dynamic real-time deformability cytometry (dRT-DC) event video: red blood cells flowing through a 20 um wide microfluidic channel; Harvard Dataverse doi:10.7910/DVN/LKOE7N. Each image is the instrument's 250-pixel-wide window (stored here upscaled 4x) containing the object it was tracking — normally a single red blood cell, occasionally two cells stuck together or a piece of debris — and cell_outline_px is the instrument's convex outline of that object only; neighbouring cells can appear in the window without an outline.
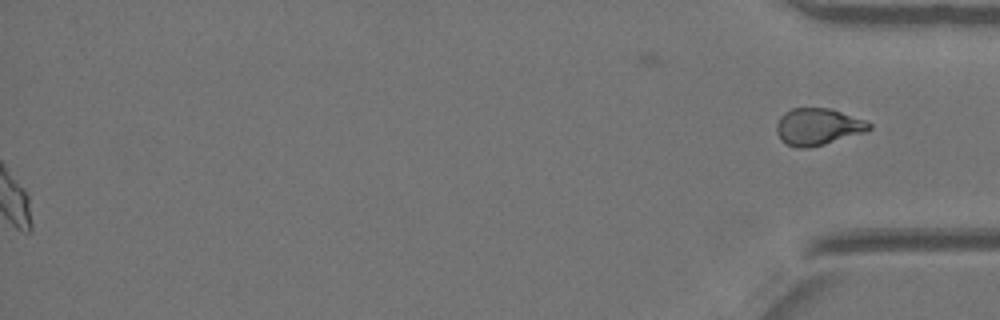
{"species": "Egyptian fruit bat (a non-hibernating species)", "species_latin": "Rousettus aegyptiacus", "temperature_condition": "warm", "stored_images_in_passage": 44, "segment_of_instrument_passage": [2, 2], "camera_frame_rate_fps": 3000, "um_per_image_px": 0.085, "animal": {"sex": "female"}, "frame": {"image": 1, "passage_image": 44, "time_ms": 14.333, "image_size_px": [1000, 320], "cell_outline_px": [[872, 128], [868, 132], [824, 144], [808, 148], [796, 148], [784, 144], [780, 140], [776, 132], [776, 124], [780, 116], [784, 112], [792, 108], [828, 108], [864, 120], [872, 124]], "centroid_in_image_um": [69.5, 10.79], "position_along_channel_um": 365.7, "area_um2": 20.11}}